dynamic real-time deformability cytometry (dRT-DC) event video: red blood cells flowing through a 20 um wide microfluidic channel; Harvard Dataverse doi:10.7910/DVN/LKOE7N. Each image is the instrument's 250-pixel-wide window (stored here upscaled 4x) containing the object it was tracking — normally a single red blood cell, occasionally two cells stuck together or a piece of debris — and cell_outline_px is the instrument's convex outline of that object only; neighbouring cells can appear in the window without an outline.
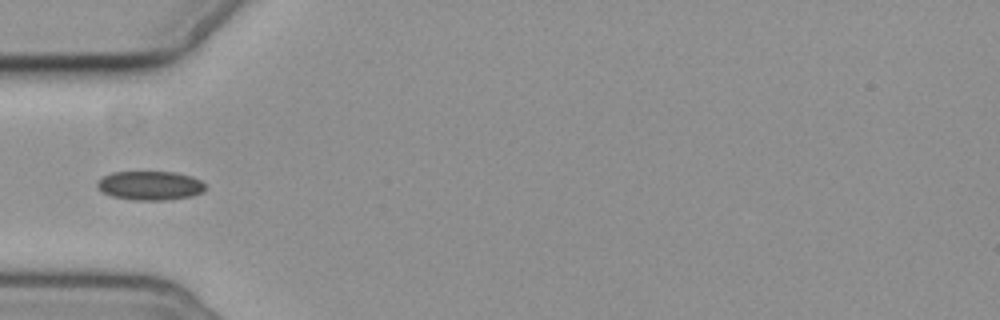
{"species": "common noctule bat (a hibernating species)", "species_latin": "Nyctalus noctula", "temperature_condition": "cold", "stored_images_in_passage": 4, "camera_frame_rate_fps": 3000, "um_per_image_px": 0.085, "animal": {"sex": "female", "body_mass_g": 19.3, "forearm_length_mm": 54.1}, "frame": {"image": 1, "passage_image": 4, "time_ms": 4.333, "image_size_px": [1000, 320], "cell_outline_px": [[204, 192], [192, 196], [168, 200], [136, 200], [112, 196], [104, 192], [96, 184], [104, 176], [112, 172], [176, 172], [192, 176], [200, 180], [204, 184]], "centroid_in_image_um": [12.81, 15.77], "position_along_channel_um": 72.2, "area_um2": 18.15}}